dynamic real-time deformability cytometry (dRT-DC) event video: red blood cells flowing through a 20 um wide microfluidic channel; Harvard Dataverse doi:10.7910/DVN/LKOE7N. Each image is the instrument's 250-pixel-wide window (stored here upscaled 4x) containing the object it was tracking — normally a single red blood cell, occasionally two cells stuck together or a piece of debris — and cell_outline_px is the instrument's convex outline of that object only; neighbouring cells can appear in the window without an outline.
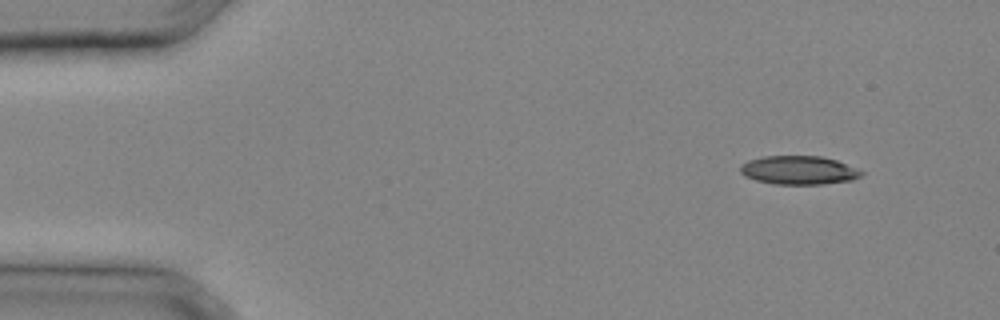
{"species": "common noctule bat (a hibernating species)", "species_latin": "Nyctalus noctula", "temperature_condition": "cold", "stored_images_in_passage": 30, "camera_frame_rate_fps": 3000, "um_per_image_px": 0.085, "animal": {"sex": "male", "body_mass_g": 20.4}, "frame": {"image": 1, "passage_image": 2, "time_ms": 0.333, "image_size_px": [1000, 320], "cell_outline_px": [[864, 172], [860, 176], [852, 180], [824, 184], [772, 184], [756, 180], [744, 176], [740, 172], [740, 164], [748, 160], [764, 156], [820, 156], [836, 160], [856, 168]], "centroid_in_image_um": [67.86, 14.47], "position_along_channel_um": 17.1, "area_um2": 20.23}}
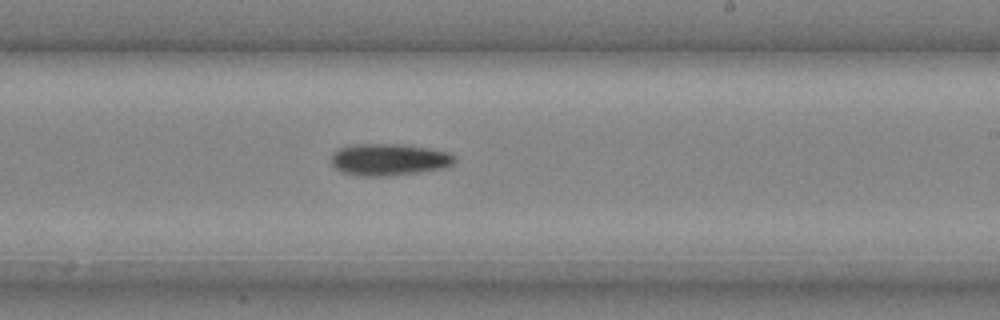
{"frame": {"image": 2, "passage_image": 18, "time_ms": 5.667, "image_size_px": [1000, 320], "cell_outline_px": [[456, 160], [452, 164], [444, 168], [416, 172], [384, 176], [360, 176], [340, 172], [332, 164], [332, 152], [340, 148], [352, 144], [404, 144], [428, 148], [448, 152]], "centroid_in_image_um": [33.02, 13.56], "position_along_channel_um": 256.0, "area_um2": 22.83}}
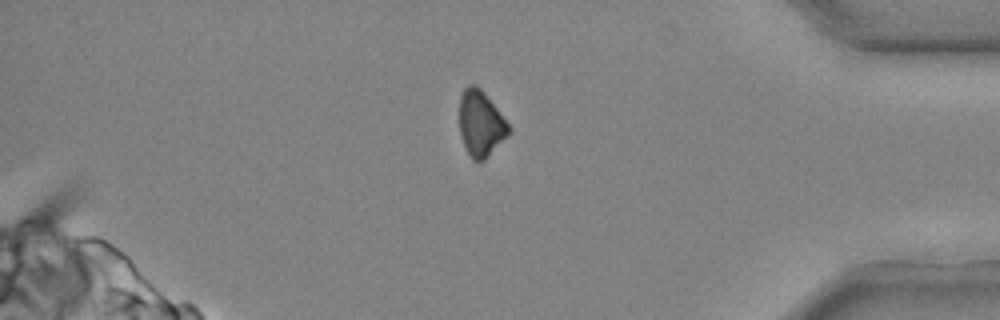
{"frame": {"image": 3, "passage_image": 26, "time_ms": 8.333, "image_size_px": [1000, 320], "cell_outline_px": [[512, 128], [508, 136], [484, 160], [472, 160], [460, 136], [460, 96], [464, 88], [468, 84], [476, 84], [484, 92]], "centroid_in_image_um": [40.87, 10.49], "position_along_channel_um": 394.3, "area_um2": 18.84}}